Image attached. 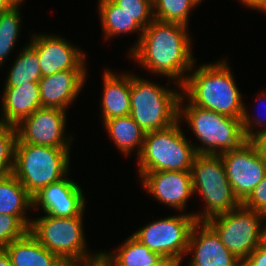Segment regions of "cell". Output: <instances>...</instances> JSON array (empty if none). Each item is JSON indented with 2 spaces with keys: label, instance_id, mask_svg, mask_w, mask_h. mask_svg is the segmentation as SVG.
I'll list each match as a JSON object with an SVG mask.
<instances>
[{
  "label": "cell",
  "instance_id": "cell-1",
  "mask_svg": "<svg viewBox=\"0 0 266 266\" xmlns=\"http://www.w3.org/2000/svg\"><path fill=\"white\" fill-rule=\"evenodd\" d=\"M188 28L183 24L154 19L143 29L139 42L128 55L138 66L174 80L175 85L181 88L196 63Z\"/></svg>",
  "mask_w": 266,
  "mask_h": 266
},
{
  "label": "cell",
  "instance_id": "cell-2",
  "mask_svg": "<svg viewBox=\"0 0 266 266\" xmlns=\"http://www.w3.org/2000/svg\"><path fill=\"white\" fill-rule=\"evenodd\" d=\"M227 60L192 68L181 85V95L194 106L233 118H242L243 96ZM193 71V72H192Z\"/></svg>",
  "mask_w": 266,
  "mask_h": 266
},
{
  "label": "cell",
  "instance_id": "cell-3",
  "mask_svg": "<svg viewBox=\"0 0 266 266\" xmlns=\"http://www.w3.org/2000/svg\"><path fill=\"white\" fill-rule=\"evenodd\" d=\"M185 102L181 95L178 119H185V123L199 140V146L192 142L197 154L219 155L238 148L247 140L242 118L229 117Z\"/></svg>",
  "mask_w": 266,
  "mask_h": 266
},
{
  "label": "cell",
  "instance_id": "cell-4",
  "mask_svg": "<svg viewBox=\"0 0 266 266\" xmlns=\"http://www.w3.org/2000/svg\"><path fill=\"white\" fill-rule=\"evenodd\" d=\"M177 89L179 92L131 73L130 116L145 133L179 120L181 88Z\"/></svg>",
  "mask_w": 266,
  "mask_h": 266
},
{
  "label": "cell",
  "instance_id": "cell-5",
  "mask_svg": "<svg viewBox=\"0 0 266 266\" xmlns=\"http://www.w3.org/2000/svg\"><path fill=\"white\" fill-rule=\"evenodd\" d=\"M180 124L145 133L137 172L191 171L197 153Z\"/></svg>",
  "mask_w": 266,
  "mask_h": 266
},
{
  "label": "cell",
  "instance_id": "cell-6",
  "mask_svg": "<svg viewBox=\"0 0 266 266\" xmlns=\"http://www.w3.org/2000/svg\"><path fill=\"white\" fill-rule=\"evenodd\" d=\"M70 149L16 142L13 174L33 196L69 174Z\"/></svg>",
  "mask_w": 266,
  "mask_h": 266
},
{
  "label": "cell",
  "instance_id": "cell-7",
  "mask_svg": "<svg viewBox=\"0 0 266 266\" xmlns=\"http://www.w3.org/2000/svg\"><path fill=\"white\" fill-rule=\"evenodd\" d=\"M193 194L206 204L202 213H193L197 222L226 214L242 203L235 196L220 155L197 154L191 167Z\"/></svg>",
  "mask_w": 266,
  "mask_h": 266
},
{
  "label": "cell",
  "instance_id": "cell-8",
  "mask_svg": "<svg viewBox=\"0 0 266 266\" xmlns=\"http://www.w3.org/2000/svg\"><path fill=\"white\" fill-rule=\"evenodd\" d=\"M84 212L74 217H56L45 214L33 218L29 232L42 246L62 261H93L101 256V251L90 254L87 250L88 244H86L83 226Z\"/></svg>",
  "mask_w": 266,
  "mask_h": 266
},
{
  "label": "cell",
  "instance_id": "cell-9",
  "mask_svg": "<svg viewBox=\"0 0 266 266\" xmlns=\"http://www.w3.org/2000/svg\"><path fill=\"white\" fill-rule=\"evenodd\" d=\"M197 223L193 212L157 219L138 229L132 235L151 251L173 258L180 264L188 250L189 237Z\"/></svg>",
  "mask_w": 266,
  "mask_h": 266
},
{
  "label": "cell",
  "instance_id": "cell-10",
  "mask_svg": "<svg viewBox=\"0 0 266 266\" xmlns=\"http://www.w3.org/2000/svg\"><path fill=\"white\" fill-rule=\"evenodd\" d=\"M264 216L241 204L206 223L217 233L221 243L243 262L259 246L260 227Z\"/></svg>",
  "mask_w": 266,
  "mask_h": 266
},
{
  "label": "cell",
  "instance_id": "cell-11",
  "mask_svg": "<svg viewBox=\"0 0 266 266\" xmlns=\"http://www.w3.org/2000/svg\"><path fill=\"white\" fill-rule=\"evenodd\" d=\"M219 155L232 190L242 203L264 178L266 162L250 140Z\"/></svg>",
  "mask_w": 266,
  "mask_h": 266
},
{
  "label": "cell",
  "instance_id": "cell-12",
  "mask_svg": "<svg viewBox=\"0 0 266 266\" xmlns=\"http://www.w3.org/2000/svg\"><path fill=\"white\" fill-rule=\"evenodd\" d=\"M66 116L65 110L48 107L38 108L15 126L17 132L16 142L70 148L74 137L68 136V133L65 134Z\"/></svg>",
  "mask_w": 266,
  "mask_h": 266
},
{
  "label": "cell",
  "instance_id": "cell-13",
  "mask_svg": "<svg viewBox=\"0 0 266 266\" xmlns=\"http://www.w3.org/2000/svg\"><path fill=\"white\" fill-rule=\"evenodd\" d=\"M30 41L38 53L42 77L64 70H87L86 55L62 36L34 33Z\"/></svg>",
  "mask_w": 266,
  "mask_h": 266
},
{
  "label": "cell",
  "instance_id": "cell-14",
  "mask_svg": "<svg viewBox=\"0 0 266 266\" xmlns=\"http://www.w3.org/2000/svg\"><path fill=\"white\" fill-rule=\"evenodd\" d=\"M145 191L160 203L183 212L194 196L191 171L138 172Z\"/></svg>",
  "mask_w": 266,
  "mask_h": 266
},
{
  "label": "cell",
  "instance_id": "cell-15",
  "mask_svg": "<svg viewBox=\"0 0 266 266\" xmlns=\"http://www.w3.org/2000/svg\"><path fill=\"white\" fill-rule=\"evenodd\" d=\"M41 188L33 197V208L50 216L74 217L85 210V194L75 180L67 177Z\"/></svg>",
  "mask_w": 266,
  "mask_h": 266
},
{
  "label": "cell",
  "instance_id": "cell-16",
  "mask_svg": "<svg viewBox=\"0 0 266 266\" xmlns=\"http://www.w3.org/2000/svg\"><path fill=\"white\" fill-rule=\"evenodd\" d=\"M188 254L191 255L188 266H242L243 263L221 243L220 237L206 222L194 225Z\"/></svg>",
  "mask_w": 266,
  "mask_h": 266
},
{
  "label": "cell",
  "instance_id": "cell-17",
  "mask_svg": "<svg viewBox=\"0 0 266 266\" xmlns=\"http://www.w3.org/2000/svg\"><path fill=\"white\" fill-rule=\"evenodd\" d=\"M86 75L87 70H64L42 77L39 80L41 106L67 111L83 89Z\"/></svg>",
  "mask_w": 266,
  "mask_h": 266
},
{
  "label": "cell",
  "instance_id": "cell-18",
  "mask_svg": "<svg viewBox=\"0 0 266 266\" xmlns=\"http://www.w3.org/2000/svg\"><path fill=\"white\" fill-rule=\"evenodd\" d=\"M5 89V90H4ZM1 119L4 125L16 126L41 106L39 82L15 88H3Z\"/></svg>",
  "mask_w": 266,
  "mask_h": 266
},
{
  "label": "cell",
  "instance_id": "cell-19",
  "mask_svg": "<svg viewBox=\"0 0 266 266\" xmlns=\"http://www.w3.org/2000/svg\"><path fill=\"white\" fill-rule=\"evenodd\" d=\"M103 93L101 96L102 121L114 117L130 115L131 73H117L105 69L103 73Z\"/></svg>",
  "mask_w": 266,
  "mask_h": 266
},
{
  "label": "cell",
  "instance_id": "cell-20",
  "mask_svg": "<svg viewBox=\"0 0 266 266\" xmlns=\"http://www.w3.org/2000/svg\"><path fill=\"white\" fill-rule=\"evenodd\" d=\"M33 208V197L13 173L0 176V214L16 216L28 229L33 218L27 211Z\"/></svg>",
  "mask_w": 266,
  "mask_h": 266
},
{
  "label": "cell",
  "instance_id": "cell-21",
  "mask_svg": "<svg viewBox=\"0 0 266 266\" xmlns=\"http://www.w3.org/2000/svg\"><path fill=\"white\" fill-rule=\"evenodd\" d=\"M13 266H59L62 260L42 246L28 231L5 248Z\"/></svg>",
  "mask_w": 266,
  "mask_h": 266
},
{
  "label": "cell",
  "instance_id": "cell-22",
  "mask_svg": "<svg viewBox=\"0 0 266 266\" xmlns=\"http://www.w3.org/2000/svg\"><path fill=\"white\" fill-rule=\"evenodd\" d=\"M98 12L100 22L103 28L105 40L120 36L121 34L140 33L138 40L134 43L130 52L139 42L143 28L126 12H124L116 3L112 0H98Z\"/></svg>",
  "mask_w": 266,
  "mask_h": 266
},
{
  "label": "cell",
  "instance_id": "cell-23",
  "mask_svg": "<svg viewBox=\"0 0 266 266\" xmlns=\"http://www.w3.org/2000/svg\"><path fill=\"white\" fill-rule=\"evenodd\" d=\"M102 123L109 138L121 153L129 156L131 152L137 150L136 156L140 154L145 132L130 115L114 117Z\"/></svg>",
  "mask_w": 266,
  "mask_h": 266
},
{
  "label": "cell",
  "instance_id": "cell-24",
  "mask_svg": "<svg viewBox=\"0 0 266 266\" xmlns=\"http://www.w3.org/2000/svg\"><path fill=\"white\" fill-rule=\"evenodd\" d=\"M108 252V253H107ZM101 252V257L110 266H150L161 256L130 235L113 252Z\"/></svg>",
  "mask_w": 266,
  "mask_h": 266
},
{
  "label": "cell",
  "instance_id": "cell-25",
  "mask_svg": "<svg viewBox=\"0 0 266 266\" xmlns=\"http://www.w3.org/2000/svg\"><path fill=\"white\" fill-rule=\"evenodd\" d=\"M5 79V88H15L29 82H39L42 78L37 51L28 43L17 54Z\"/></svg>",
  "mask_w": 266,
  "mask_h": 266
},
{
  "label": "cell",
  "instance_id": "cell-26",
  "mask_svg": "<svg viewBox=\"0 0 266 266\" xmlns=\"http://www.w3.org/2000/svg\"><path fill=\"white\" fill-rule=\"evenodd\" d=\"M24 0H21L12 9L0 13V68L6 62V58L16 45L20 30L22 28V17L20 6Z\"/></svg>",
  "mask_w": 266,
  "mask_h": 266
},
{
  "label": "cell",
  "instance_id": "cell-27",
  "mask_svg": "<svg viewBox=\"0 0 266 266\" xmlns=\"http://www.w3.org/2000/svg\"><path fill=\"white\" fill-rule=\"evenodd\" d=\"M197 7L193 0H158L153 6L154 19L188 26L189 15Z\"/></svg>",
  "mask_w": 266,
  "mask_h": 266
},
{
  "label": "cell",
  "instance_id": "cell-28",
  "mask_svg": "<svg viewBox=\"0 0 266 266\" xmlns=\"http://www.w3.org/2000/svg\"><path fill=\"white\" fill-rule=\"evenodd\" d=\"M17 132L14 126L0 128V176L13 173Z\"/></svg>",
  "mask_w": 266,
  "mask_h": 266
},
{
  "label": "cell",
  "instance_id": "cell-29",
  "mask_svg": "<svg viewBox=\"0 0 266 266\" xmlns=\"http://www.w3.org/2000/svg\"><path fill=\"white\" fill-rule=\"evenodd\" d=\"M143 29L153 20V6L147 0H112Z\"/></svg>",
  "mask_w": 266,
  "mask_h": 266
},
{
  "label": "cell",
  "instance_id": "cell-30",
  "mask_svg": "<svg viewBox=\"0 0 266 266\" xmlns=\"http://www.w3.org/2000/svg\"><path fill=\"white\" fill-rule=\"evenodd\" d=\"M29 229L14 215L0 214V248L22 238Z\"/></svg>",
  "mask_w": 266,
  "mask_h": 266
},
{
  "label": "cell",
  "instance_id": "cell-31",
  "mask_svg": "<svg viewBox=\"0 0 266 266\" xmlns=\"http://www.w3.org/2000/svg\"><path fill=\"white\" fill-rule=\"evenodd\" d=\"M242 205L266 216V174L250 195L242 202Z\"/></svg>",
  "mask_w": 266,
  "mask_h": 266
},
{
  "label": "cell",
  "instance_id": "cell-32",
  "mask_svg": "<svg viewBox=\"0 0 266 266\" xmlns=\"http://www.w3.org/2000/svg\"><path fill=\"white\" fill-rule=\"evenodd\" d=\"M260 96H258V98L256 97V99L259 101V99H264V101L266 102V92L262 91L261 94H259ZM249 109L247 110V107L244 108V113H243V117H242V127H243V132L244 135L246 137L247 140H250L257 132L265 130L266 129V122H262V119H266V117H263L262 119L259 117H255L254 116H250V113L248 112ZM253 117V118H252ZM263 119V120H264ZM256 125V126H255ZM261 127L260 129L258 128L255 129V127ZM255 129V131H254Z\"/></svg>",
  "mask_w": 266,
  "mask_h": 266
},
{
  "label": "cell",
  "instance_id": "cell-33",
  "mask_svg": "<svg viewBox=\"0 0 266 266\" xmlns=\"http://www.w3.org/2000/svg\"><path fill=\"white\" fill-rule=\"evenodd\" d=\"M242 266H266V250L257 246L243 261Z\"/></svg>",
  "mask_w": 266,
  "mask_h": 266
},
{
  "label": "cell",
  "instance_id": "cell-34",
  "mask_svg": "<svg viewBox=\"0 0 266 266\" xmlns=\"http://www.w3.org/2000/svg\"><path fill=\"white\" fill-rule=\"evenodd\" d=\"M250 141L255 145L259 155L266 162V129L257 132Z\"/></svg>",
  "mask_w": 266,
  "mask_h": 266
},
{
  "label": "cell",
  "instance_id": "cell-35",
  "mask_svg": "<svg viewBox=\"0 0 266 266\" xmlns=\"http://www.w3.org/2000/svg\"><path fill=\"white\" fill-rule=\"evenodd\" d=\"M243 6L266 13V0H239Z\"/></svg>",
  "mask_w": 266,
  "mask_h": 266
},
{
  "label": "cell",
  "instance_id": "cell-36",
  "mask_svg": "<svg viewBox=\"0 0 266 266\" xmlns=\"http://www.w3.org/2000/svg\"><path fill=\"white\" fill-rule=\"evenodd\" d=\"M181 264L173 258L161 256L156 262L150 266H180Z\"/></svg>",
  "mask_w": 266,
  "mask_h": 266
},
{
  "label": "cell",
  "instance_id": "cell-37",
  "mask_svg": "<svg viewBox=\"0 0 266 266\" xmlns=\"http://www.w3.org/2000/svg\"><path fill=\"white\" fill-rule=\"evenodd\" d=\"M21 0H0V13L12 9Z\"/></svg>",
  "mask_w": 266,
  "mask_h": 266
},
{
  "label": "cell",
  "instance_id": "cell-38",
  "mask_svg": "<svg viewBox=\"0 0 266 266\" xmlns=\"http://www.w3.org/2000/svg\"><path fill=\"white\" fill-rule=\"evenodd\" d=\"M265 221H266V216H264V219H263V221L261 223V227H260L259 246L266 250V222Z\"/></svg>",
  "mask_w": 266,
  "mask_h": 266
},
{
  "label": "cell",
  "instance_id": "cell-39",
  "mask_svg": "<svg viewBox=\"0 0 266 266\" xmlns=\"http://www.w3.org/2000/svg\"><path fill=\"white\" fill-rule=\"evenodd\" d=\"M0 266H13L10 257L4 248H0Z\"/></svg>",
  "mask_w": 266,
  "mask_h": 266
},
{
  "label": "cell",
  "instance_id": "cell-40",
  "mask_svg": "<svg viewBox=\"0 0 266 266\" xmlns=\"http://www.w3.org/2000/svg\"><path fill=\"white\" fill-rule=\"evenodd\" d=\"M88 263L83 261H62L59 266H86Z\"/></svg>",
  "mask_w": 266,
  "mask_h": 266
},
{
  "label": "cell",
  "instance_id": "cell-41",
  "mask_svg": "<svg viewBox=\"0 0 266 266\" xmlns=\"http://www.w3.org/2000/svg\"><path fill=\"white\" fill-rule=\"evenodd\" d=\"M86 266H110L101 256L98 259L90 261Z\"/></svg>",
  "mask_w": 266,
  "mask_h": 266
},
{
  "label": "cell",
  "instance_id": "cell-42",
  "mask_svg": "<svg viewBox=\"0 0 266 266\" xmlns=\"http://www.w3.org/2000/svg\"><path fill=\"white\" fill-rule=\"evenodd\" d=\"M152 6L158 1V0H147Z\"/></svg>",
  "mask_w": 266,
  "mask_h": 266
},
{
  "label": "cell",
  "instance_id": "cell-43",
  "mask_svg": "<svg viewBox=\"0 0 266 266\" xmlns=\"http://www.w3.org/2000/svg\"><path fill=\"white\" fill-rule=\"evenodd\" d=\"M196 4H197V6L199 5V4H201V1H203V0H193Z\"/></svg>",
  "mask_w": 266,
  "mask_h": 266
},
{
  "label": "cell",
  "instance_id": "cell-44",
  "mask_svg": "<svg viewBox=\"0 0 266 266\" xmlns=\"http://www.w3.org/2000/svg\"><path fill=\"white\" fill-rule=\"evenodd\" d=\"M4 126L2 119L0 118V128H2Z\"/></svg>",
  "mask_w": 266,
  "mask_h": 266
}]
</instances>
